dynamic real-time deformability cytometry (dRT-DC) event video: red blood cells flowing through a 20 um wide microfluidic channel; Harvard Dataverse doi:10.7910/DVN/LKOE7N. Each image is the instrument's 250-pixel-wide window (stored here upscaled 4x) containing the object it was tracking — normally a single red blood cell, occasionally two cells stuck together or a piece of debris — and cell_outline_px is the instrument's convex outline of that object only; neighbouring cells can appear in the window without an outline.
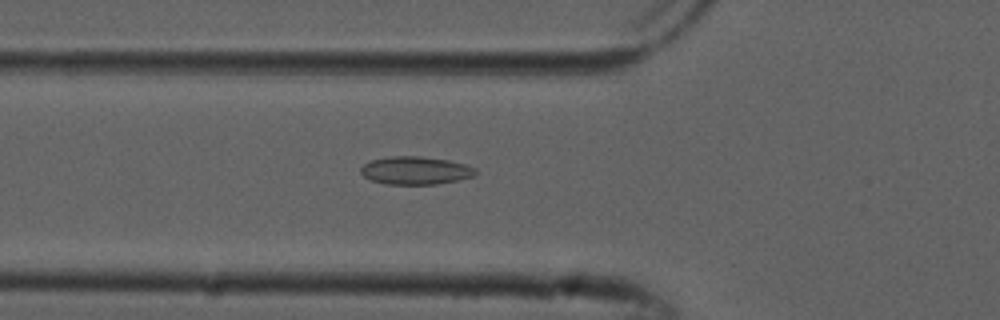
{"species": "common noctule bat (a hibernating species)", "species_latin": "Nyctalus noctula", "temperature_condition": "cold", "stored_images_in_passage": 53, "camera_frame_rate_fps": 3000, "um_per_image_px": 0.085, "animal": {"sex": "male", "forearm_length_mm": 52.5}, "frame": {"image": 1, "passage_image": 19, "time_ms": 6.0, "image_size_px": [1000, 320], "cell_outline_px": [[476, 176], [436, 184], [384, 184], [372, 180], [364, 176], [360, 172], [360, 168], [364, 164], [372, 160], [388, 156], [420, 156], [448, 160], [464, 164], [476, 168]], "centroid_in_image_um": [35.31, 14.49], "position_along_channel_um": 90.5, "area_um2": 18.67}}
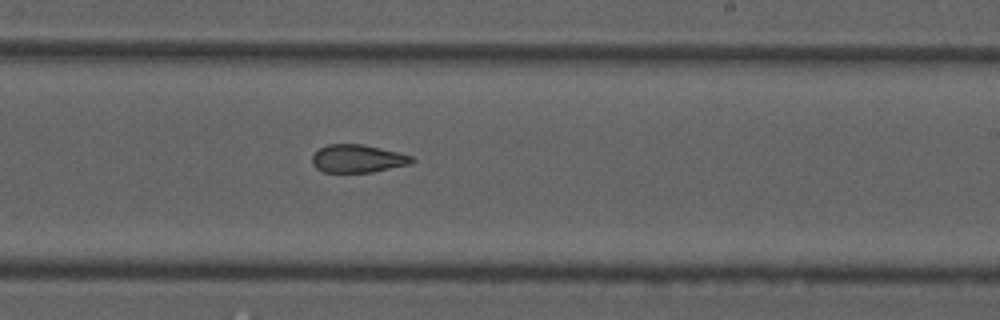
{"frame": {"image": 2, "passage_image": 32, "time_ms": 10.333, "image_size_px": [1000, 320], "cell_outline_px": [[416, 160], [408, 164], [372, 172], [324, 172], [316, 168], [312, 164], [312, 156], [320, 148], [328, 144], [360, 144], [396, 152], [412, 156]], "centroid_in_image_um": [30.37, 13.49], "position_along_channel_um": 258.6, "area_um2": 15.95}}
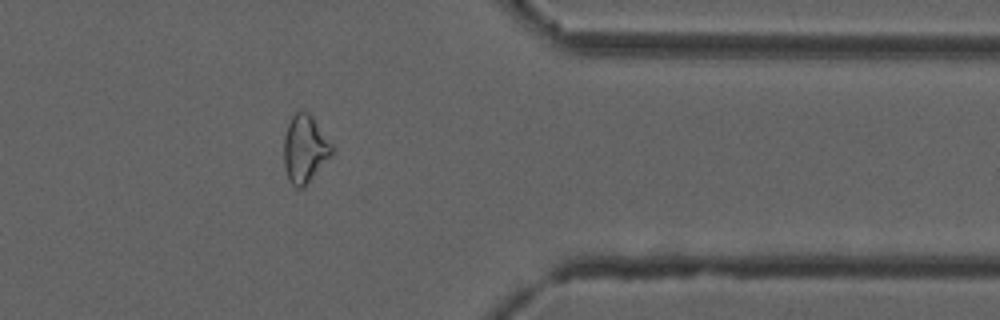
{"frame": {"image": 3, "passage_image": 43, "time_ms": 14.0, "image_size_px": [1000, 320], "cell_outline_px": [[332, 152], [304, 188], [296, 188], [288, 180], [284, 164], [284, 136], [288, 124], [292, 116], [300, 108], [308, 112], [312, 116], [332, 144]], "centroid_in_image_um": [25.88, 12.63], "position_along_channel_um": 385.5, "area_um2": 18.73}, "authors_computed_cell_mechanics": {"area_um2": 18.9584, "velocity_mm_per_s": 3.876, "shape_relaxation_time_tau1_ms": null, "shape_relaxation_time_tau2_ms": 2.8717, "deformation_change_tau1": null, "deformation_change_tau2": 0.0961}}